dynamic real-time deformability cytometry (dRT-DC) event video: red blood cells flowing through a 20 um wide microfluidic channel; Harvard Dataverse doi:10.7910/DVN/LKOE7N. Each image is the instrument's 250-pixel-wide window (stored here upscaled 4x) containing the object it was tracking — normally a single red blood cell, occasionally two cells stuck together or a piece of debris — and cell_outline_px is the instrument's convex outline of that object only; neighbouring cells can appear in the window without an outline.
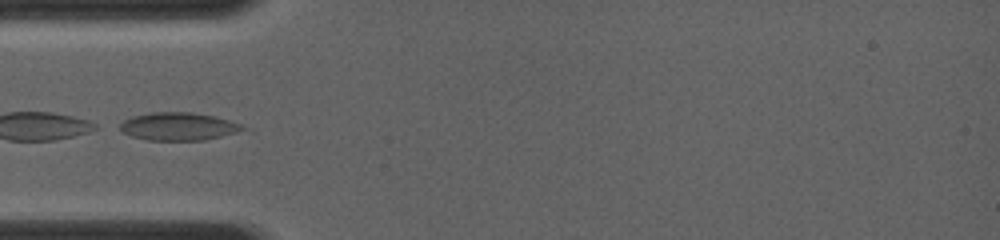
{"species": "common noctule bat (a hibernating species)", "species_latin": "Nyctalus noctula", "temperature_condition": "room temperature", "stored_images_in_passage": 16, "camera_frame_rate_fps": 4000, "um_per_image_px": 0.085, "animal": {"sex": "female", "body_mass_g": 19.0, "forearm_length_mm": 56.7}, "frame": {"image": 1, "passage_image": 1, "time_ms": 0.0, "image_size_px": [1000, 240], "cell_outline_px": [[244, 128], [236, 132], [204, 140], [148, 140], [132, 136], [120, 132], [112, 128], [124, 120], [132, 116], [152, 112], [192, 112], [216, 116], [240, 124]], "centroid_in_image_um": [15.03, 10.74], "position_along_channel_um": 70.0, "area_um2": 20.06}}
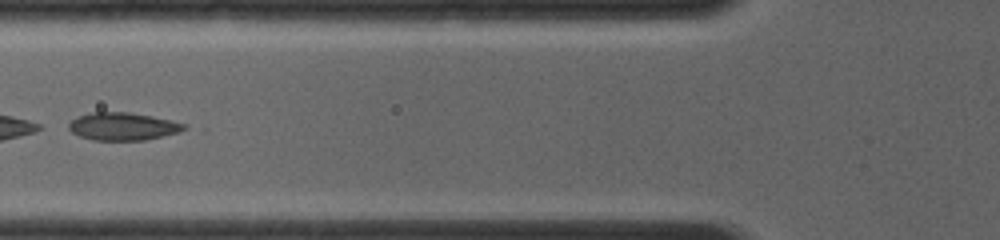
{"frame": {"image": 2, "passage_image": 3, "time_ms": 1.0, "image_size_px": [1000, 240], "cell_outline_px": [[188, 128], [180, 132], [144, 140], [92, 140], [80, 136], [72, 132], [68, 128], [68, 124], [72, 120], [80, 116], [92, 112], [128, 112], [152, 116], [172, 120], [188, 124]], "centroid_in_image_um": [10.49, 10.74], "position_along_channel_um": 115.3, "area_um2": 18.67}}
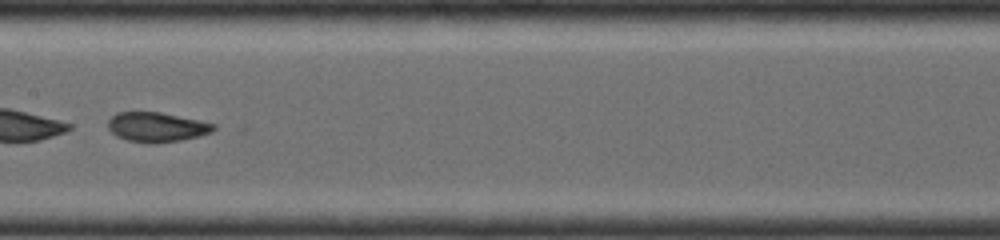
{"frame": {"image": 3, "passage_image": 5, "time_ms": 2.75, "image_size_px": [1000, 240], "cell_outline_px": [[216, 128], [212, 132], [200, 136], [180, 140], [156, 144], [148, 144], [128, 140], [116, 136], [108, 128], [108, 120], [116, 112], [160, 112], [200, 120], [216, 124]], "centroid_in_image_um": [13.33, 10.81], "position_along_channel_um": 194.1, "area_um2": 18.44}}